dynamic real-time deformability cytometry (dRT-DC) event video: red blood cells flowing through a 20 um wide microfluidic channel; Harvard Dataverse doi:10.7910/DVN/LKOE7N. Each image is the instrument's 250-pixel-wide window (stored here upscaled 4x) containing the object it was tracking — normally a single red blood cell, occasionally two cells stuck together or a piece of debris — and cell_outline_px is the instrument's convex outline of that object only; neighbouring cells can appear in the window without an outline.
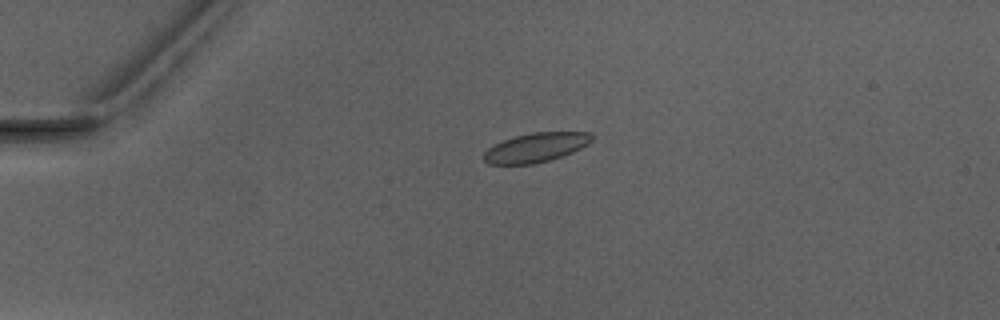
{"species": "Egyptian fruit bat (a non-hibernating species)", "species_latin": "Rousettus aegyptiacus", "temperature_condition": "warm", "stored_images_in_passage": 3, "camera_frame_rate_fps": 3000, "um_per_image_px": 0.085, "animal": {"sex": "male"}, "frame": {"image": 1, "passage_image": 2, "time_ms": 1.333, "image_size_px": [1000, 320], "cell_outline_px": [[592, 140], [588, 144], [572, 152], [548, 160], [532, 164], [488, 164], [484, 160], [484, 152], [488, 148], [504, 140], [516, 136], [532, 132], [592, 132]], "centroid_in_image_um": [45.55, 12.53], "position_along_channel_um": 39.4, "area_um2": 18.15}}